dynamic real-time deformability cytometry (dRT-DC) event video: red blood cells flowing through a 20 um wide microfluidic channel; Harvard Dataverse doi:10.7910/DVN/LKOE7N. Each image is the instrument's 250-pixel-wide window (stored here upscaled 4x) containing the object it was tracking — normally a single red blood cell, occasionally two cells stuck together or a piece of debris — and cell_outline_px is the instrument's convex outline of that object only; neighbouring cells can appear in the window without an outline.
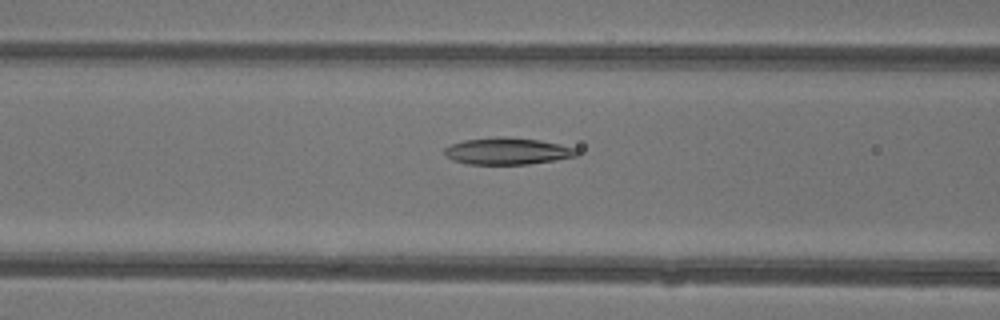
{"species": "common noctule bat (a hibernating species)", "species_latin": "Nyctalus noctula", "temperature_condition": "warm", "stored_images_in_passage": 47, "camera_frame_rate_fps": 3000, "um_per_image_px": 0.085, "animal": {"sex": "female"}, "frame": {"image": 1, "passage_image": 20, "time_ms": 6.333, "image_size_px": [1000, 320], "cell_outline_px": [[580, 152], [576, 156], [556, 160], [528, 164], [468, 164], [452, 160], [444, 152], [444, 148], [452, 144], [464, 140], [496, 136], [504, 136], [540, 140], [560, 144], [576, 148]], "centroid_in_image_um": [43.15, 12.84], "position_along_channel_um": 123.4, "area_um2": 20.75}}
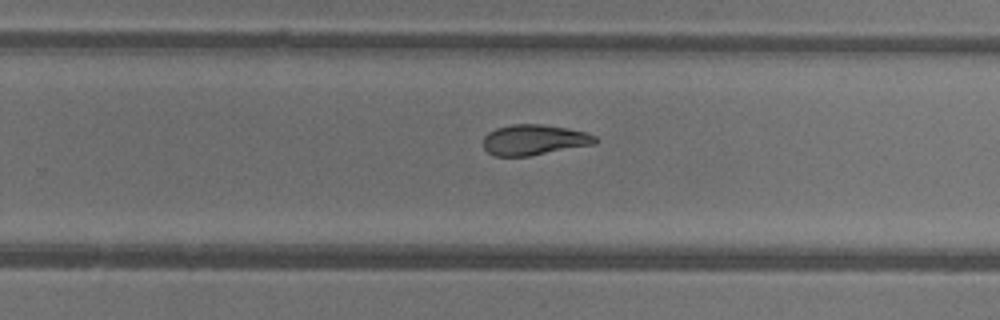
{"frame": {"image": 2, "passage_image": 31, "time_ms": 10.0, "image_size_px": [1000, 320], "cell_outline_px": [[600, 140], [596, 144], [528, 156], [496, 156], [488, 152], [484, 148], [484, 136], [488, 132], [496, 128], [512, 124], [540, 124], [568, 128], [584, 132], [596, 136]], "centroid_in_image_um": [45.42, 11.88], "position_along_channel_um": 284.4, "area_um2": 19.94}}
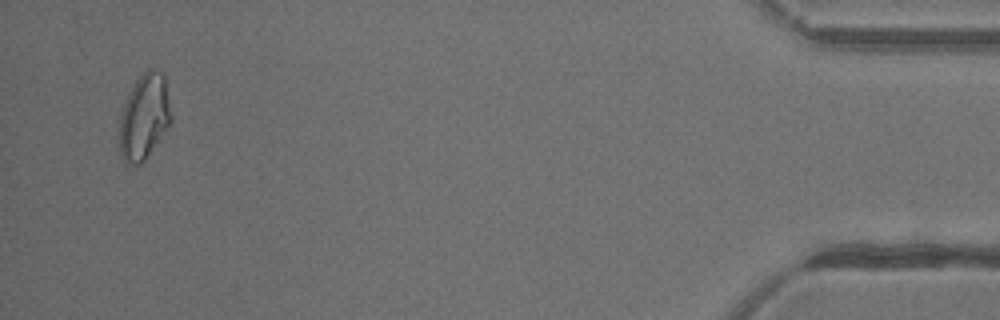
{"frame": {"image": 3, "passage_image": 46, "time_ms": 15.0, "image_size_px": [1000, 320], "cell_outline_px": [[172, 120], [168, 128], [144, 160], [136, 168], [120, 152], [120, 116], [128, 92], [132, 84], [148, 68], [152, 68], [160, 72], [164, 76]], "centroid_in_image_um": [12.27, 9.9], "position_along_channel_um": 422.9, "area_um2": 25.37}, "authors_computed_cell_mechanics": {"area_um2": 22.1374, "velocity_mm_per_s": 4.4, "shape_relaxation_time_tau1_ms": null, "shape_relaxation_time_tau2_ms": 3.716, "deformation_change_tau1": null, "deformation_change_tau2": 0.1088}}